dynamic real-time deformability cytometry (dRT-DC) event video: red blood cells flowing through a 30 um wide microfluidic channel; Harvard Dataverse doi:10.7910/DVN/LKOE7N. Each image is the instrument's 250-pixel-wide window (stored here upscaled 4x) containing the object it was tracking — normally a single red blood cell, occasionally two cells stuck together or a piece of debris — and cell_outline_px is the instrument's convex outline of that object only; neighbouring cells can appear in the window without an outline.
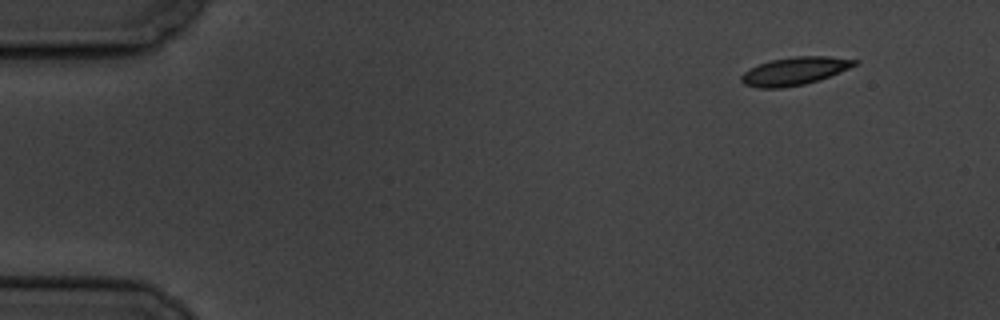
{"species": "common noctule bat (a hibernating species)", "species_latin": "Nyctalus noctula", "temperature_condition": "cold", "stored_images_in_passage": 6, "camera_frame_rate_fps": 3000, "um_per_image_px": 0.085, "animal": {"sex": "male", "body_mass_g": 19.5, "forearm_length_mm": 54.6}, "frame": {"image": 1, "passage_image": 1, "time_ms": 0.0, "image_size_px": [1000, 320], "cell_outline_px": [[860, 60], [856, 64], [840, 72], [820, 80], [804, 84], [780, 88], [756, 88], [744, 84], [740, 80], [740, 76], [744, 72], [760, 64], [772, 60], [792, 56], [828, 56]], "centroid_in_image_um": [67.54, 6.04], "position_along_channel_um": 17.5, "area_um2": 18.38}}
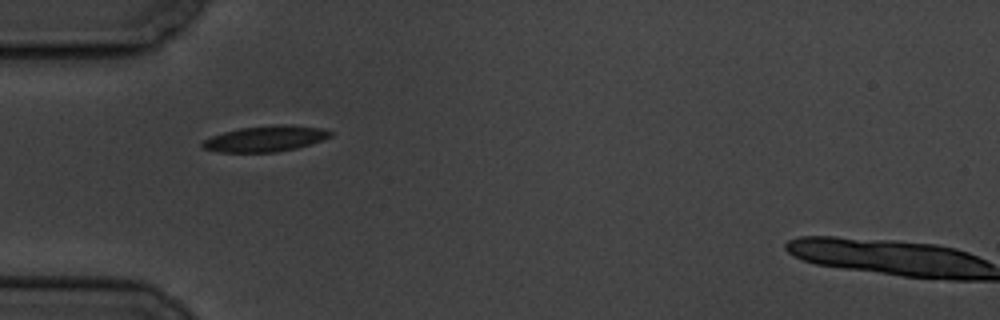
{"frame": {"image": 2, "passage_image": 5, "time_ms": 4.333, "image_size_px": [1000, 320], "cell_outline_px": [[332, 136], [296, 148], [276, 152], [220, 152], [204, 148], [200, 144], [204, 140], [212, 136], [224, 132], [240, 128], [276, 124], [292, 124], [324, 128], [332, 132]], "centroid_in_image_um": [22.58, 11.77], "position_along_channel_um": 62.4, "area_um2": 19.19}}
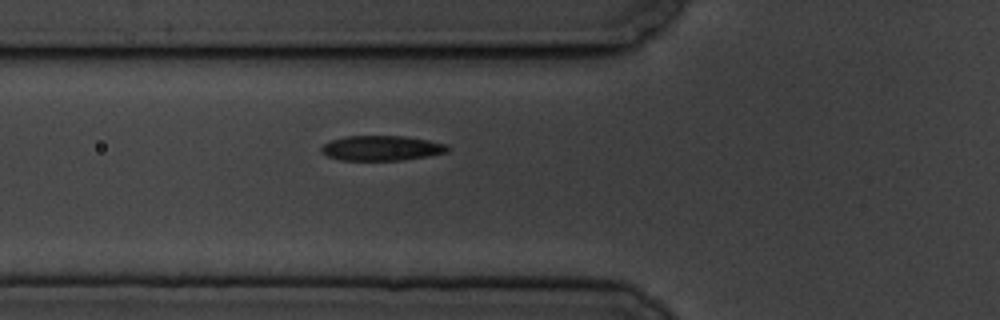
{"frame": {"image": 3, "passage_image": 6, "time_ms": 5.333, "image_size_px": [1000, 320], "cell_outline_px": [[448, 152], [428, 156], [404, 160], [340, 160], [328, 156], [320, 152], [320, 148], [324, 144], [332, 140], [348, 136], [404, 136], [428, 140], [448, 144]], "centroid_in_image_um": [32.44, 12.59], "position_along_channel_um": 93.4, "area_um2": 18.38}}